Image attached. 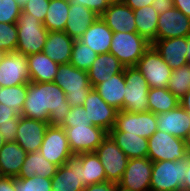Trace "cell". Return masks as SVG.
I'll list each match as a JSON object with an SVG mask.
<instances>
[{"instance_id": "11", "label": "cell", "mask_w": 190, "mask_h": 191, "mask_svg": "<svg viewBox=\"0 0 190 191\" xmlns=\"http://www.w3.org/2000/svg\"><path fill=\"white\" fill-rule=\"evenodd\" d=\"M66 131L68 144L73 155L95 152L108 132L94 125L63 127Z\"/></svg>"}, {"instance_id": "56", "label": "cell", "mask_w": 190, "mask_h": 191, "mask_svg": "<svg viewBox=\"0 0 190 191\" xmlns=\"http://www.w3.org/2000/svg\"><path fill=\"white\" fill-rule=\"evenodd\" d=\"M186 144H187L188 152L190 154V134H189L188 139L186 140Z\"/></svg>"}, {"instance_id": "23", "label": "cell", "mask_w": 190, "mask_h": 191, "mask_svg": "<svg viewBox=\"0 0 190 191\" xmlns=\"http://www.w3.org/2000/svg\"><path fill=\"white\" fill-rule=\"evenodd\" d=\"M125 66L111 53L98 54L92 66L87 70L90 84L95 88L112 75L124 71Z\"/></svg>"}, {"instance_id": "22", "label": "cell", "mask_w": 190, "mask_h": 191, "mask_svg": "<svg viewBox=\"0 0 190 191\" xmlns=\"http://www.w3.org/2000/svg\"><path fill=\"white\" fill-rule=\"evenodd\" d=\"M74 42L75 40L64 31H49L43 53L59 65L68 64Z\"/></svg>"}, {"instance_id": "32", "label": "cell", "mask_w": 190, "mask_h": 191, "mask_svg": "<svg viewBox=\"0 0 190 191\" xmlns=\"http://www.w3.org/2000/svg\"><path fill=\"white\" fill-rule=\"evenodd\" d=\"M76 156L81 160L84 187L107 181L104 167L95 152Z\"/></svg>"}, {"instance_id": "42", "label": "cell", "mask_w": 190, "mask_h": 191, "mask_svg": "<svg viewBox=\"0 0 190 191\" xmlns=\"http://www.w3.org/2000/svg\"><path fill=\"white\" fill-rule=\"evenodd\" d=\"M49 4L50 0H28L22 7V11L32 14L43 23Z\"/></svg>"}, {"instance_id": "55", "label": "cell", "mask_w": 190, "mask_h": 191, "mask_svg": "<svg viewBox=\"0 0 190 191\" xmlns=\"http://www.w3.org/2000/svg\"><path fill=\"white\" fill-rule=\"evenodd\" d=\"M4 144H5L4 138H3V136L0 134V149L4 146Z\"/></svg>"}, {"instance_id": "26", "label": "cell", "mask_w": 190, "mask_h": 191, "mask_svg": "<svg viewBox=\"0 0 190 191\" xmlns=\"http://www.w3.org/2000/svg\"><path fill=\"white\" fill-rule=\"evenodd\" d=\"M27 152L16 142H5L0 149V170L3 176L17 177Z\"/></svg>"}, {"instance_id": "39", "label": "cell", "mask_w": 190, "mask_h": 191, "mask_svg": "<svg viewBox=\"0 0 190 191\" xmlns=\"http://www.w3.org/2000/svg\"><path fill=\"white\" fill-rule=\"evenodd\" d=\"M15 191H52L51 178L41 176L15 178Z\"/></svg>"}, {"instance_id": "54", "label": "cell", "mask_w": 190, "mask_h": 191, "mask_svg": "<svg viewBox=\"0 0 190 191\" xmlns=\"http://www.w3.org/2000/svg\"><path fill=\"white\" fill-rule=\"evenodd\" d=\"M16 1H17V4H18L19 6L23 7L24 4H26L28 0H16Z\"/></svg>"}, {"instance_id": "31", "label": "cell", "mask_w": 190, "mask_h": 191, "mask_svg": "<svg viewBox=\"0 0 190 191\" xmlns=\"http://www.w3.org/2000/svg\"><path fill=\"white\" fill-rule=\"evenodd\" d=\"M137 33L151 44L156 41L159 14L152 5L133 10Z\"/></svg>"}, {"instance_id": "44", "label": "cell", "mask_w": 190, "mask_h": 191, "mask_svg": "<svg viewBox=\"0 0 190 191\" xmlns=\"http://www.w3.org/2000/svg\"><path fill=\"white\" fill-rule=\"evenodd\" d=\"M18 123L19 117L16 118L12 124L0 125V134L3 136L5 142L15 141Z\"/></svg>"}, {"instance_id": "45", "label": "cell", "mask_w": 190, "mask_h": 191, "mask_svg": "<svg viewBox=\"0 0 190 191\" xmlns=\"http://www.w3.org/2000/svg\"><path fill=\"white\" fill-rule=\"evenodd\" d=\"M20 114L9 106L0 103V125L12 124Z\"/></svg>"}, {"instance_id": "3", "label": "cell", "mask_w": 190, "mask_h": 191, "mask_svg": "<svg viewBox=\"0 0 190 191\" xmlns=\"http://www.w3.org/2000/svg\"><path fill=\"white\" fill-rule=\"evenodd\" d=\"M17 48L16 51L28 56L43 52L48 30L35 16L23 11L17 19Z\"/></svg>"}, {"instance_id": "30", "label": "cell", "mask_w": 190, "mask_h": 191, "mask_svg": "<svg viewBox=\"0 0 190 191\" xmlns=\"http://www.w3.org/2000/svg\"><path fill=\"white\" fill-rule=\"evenodd\" d=\"M58 166L46 160L41 152L36 151L27 153L26 159L21 167L20 173L16 178H30L41 176L52 178L57 172Z\"/></svg>"}, {"instance_id": "13", "label": "cell", "mask_w": 190, "mask_h": 191, "mask_svg": "<svg viewBox=\"0 0 190 191\" xmlns=\"http://www.w3.org/2000/svg\"><path fill=\"white\" fill-rule=\"evenodd\" d=\"M156 114L147 111L144 113H130L118 111L114 128L117 131L136 134L149 139L157 131Z\"/></svg>"}, {"instance_id": "43", "label": "cell", "mask_w": 190, "mask_h": 191, "mask_svg": "<svg viewBox=\"0 0 190 191\" xmlns=\"http://www.w3.org/2000/svg\"><path fill=\"white\" fill-rule=\"evenodd\" d=\"M113 1L114 0H69V4L79 5L80 3L100 16Z\"/></svg>"}, {"instance_id": "14", "label": "cell", "mask_w": 190, "mask_h": 191, "mask_svg": "<svg viewBox=\"0 0 190 191\" xmlns=\"http://www.w3.org/2000/svg\"><path fill=\"white\" fill-rule=\"evenodd\" d=\"M152 165L148 157L129 159L117 185L126 191H150Z\"/></svg>"}, {"instance_id": "57", "label": "cell", "mask_w": 190, "mask_h": 191, "mask_svg": "<svg viewBox=\"0 0 190 191\" xmlns=\"http://www.w3.org/2000/svg\"><path fill=\"white\" fill-rule=\"evenodd\" d=\"M116 191H126V190L120 188V187L117 185V186H116Z\"/></svg>"}, {"instance_id": "12", "label": "cell", "mask_w": 190, "mask_h": 191, "mask_svg": "<svg viewBox=\"0 0 190 191\" xmlns=\"http://www.w3.org/2000/svg\"><path fill=\"white\" fill-rule=\"evenodd\" d=\"M30 82L28 57L21 52L4 53L0 60V87H10Z\"/></svg>"}, {"instance_id": "33", "label": "cell", "mask_w": 190, "mask_h": 191, "mask_svg": "<svg viewBox=\"0 0 190 191\" xmlns=\"http://www.w3.org/2000/svg\"><path fill=\"white\" fill-rule=\"evenodd\" d=\"M69 0H50L43 21L48 31H64L68 19Z\"/></svg>"}, {"instance_id": "1", "label": "cell", "mask_w": 190, "mask_h": 191, "mask_svg": "<svg viewBox=\"0 0 190 191\" xmlns=\"http://www.w3.org/2000/svg\"><path fill=\"white\" fill-rule=\"evenodd\" d=\"M70 109L64 90L54 82H29L20 115L61 126Z\"/></svg>"}, {"instance_id": "15", "label": "cell", "mask_w": 190, "mask_h": 191, "mask_svg": "<svg viewBox=\"0 0 190 191\" xmlns=\"http://www.w3.org/2000/svg\"><path fill=\"white\" fill-rule=\"evenodd\" d=\"M89 122L109 132L115 125L118 110L107 104L92 88L83 104Z\"/></svg>"}, {"instance_id": "24", "label": "cell", "mask_w": 190, "mask_h": 191, "mask_svg": "<svg viewBox=\"0 0 190 191\" xmlns=\"http://www.w3.org/2000/svg\"><path fill=\"white\" fill-rule=\"evenodd\" d=\"M97 17V14L80 3L79 5L69 4L64 32L72 39L79 40Z\"/></svg>"}, {"instance_id": "4", "label": "cell", "mask_w": 190, "mask_h": 191, "mask_svg": "<svg viewBox=\"0 0 190 191\" xmlns=\"http://www.w3.org/2000/svg\"><path fill=\"white\" fill-rule=\"evenodd\" d=\"M152 44L137 32H113L109 53L125 67L136 66Z\"/></svg>"}, {"instance_id": "36", "label": "cell", "mask_w": 190, "mask_h": 191, "mask_svg": "<svg viewBox=\"0 0 190 191\" xmlns=\"http://www.w3.org/2000/svg\"><path fill=\"white\" fill-rule=\"evenodd\" d=\"M167 89L179 99L190 89V65L186 64L172 70Z\"/></svg>"}, {"instance_id": "25", "label": "cell", "mask_w": 190, "mask_h": 191, "mask_svg": "<svg viewBox=\"0 0 190 191\" xmlns=\"http://www.w3.org/2000/svg\"><path fill=\"white\" fill-rule=\"evenodd\" d=\"M112 36L113 31L98 16L79 40L97 54H104L109 53Z\"/></svg>"}, {"instance_id": "9", "label": "cell", "mask_w": 190, "mask_h": 191, "mask_svg": "<svg viewBox=\"0 0 190 191\" xmlns=\"http://www.w3.org/2000/svg\"><path fill=\"white\" fill-rule=\"evenodd\" d=\"M136 67L150 88H167L172 69L152 45L144 52Z\"/></svg>"}, {"instance_id": "2", "label": "cell", "mask_w": 190, "mask_h": 191, "mask_svg": "<svg viewBox=\"0 0 190 191\" xmlns=\"http://www.w3.org/2000/svg\"><path fill=\"white\" fill-rule=\"evenodd\" d=\"M53 82L64 90L71 108L83 106L87 95L93 88L87 71L78 69L70 63L58 66Z\"/></svg>"}, {"instance_id": "47", "label": "cell", "mask_w": 190, "mask_h": 191, "mask_svg": "<svg viewBox=\"0 0 190 191\" xmlns=\"http://www.w3.org/2000/svg\"><path fill=\"white\" fill-rule=\"evenodd\" d=\"M152 6L158 14H162L175 7L173 0H152Z\"/></svg>"}, {"instance_id": "50", "label": "cell", "mask_w": 190, "mask_h": 191, "mask_svg": "<svg viewBox=\"0 0 190 191\" xmlns=\"http://www.w3.org/2000/svg\"><path fill=\"white\" fill-rule=\"evenodd\" d=\"M175 8L190 18V0H173Z\"/></svg>"}, {"instance_id": "17", "label": "cell", "mask_w": 190, "mask_h": 191, "mask_svg": "<svg viewBox=\"0 0 190 191\" xmlns=\"http://www.w3.org/2000/svg\"><path fill=\"white\" fill-rule=\"evenodd\" d=\"M48 122L19 116L15 141L27 152L39 151Z\"/></svg>"}, {"instance_id": "21", "label": "cell", "mask_w": 190, "mask_h": 191, "mask_svg": "<svg viewBox=\"0 0 190 191\" xmlns=\"http://www.w3.org/2000/svg\"><path fill=\"white\" fill-rule=\"evenodd\" d=\"M152 46L172 70L178 69L187 63L188 37H174L156 40Z\"/></svg>"}, {"instance_id": "49", "label": "cell", "mask_w": 190, "mask_h": 191, "mask_svg": "<svg viewBox=\"0 0 190 191\" xmlns=\"http://www.w3.org/2000/svg\"><path fill=\"white\" fill-rule=\"evenodd\" d=\"M132 10L152 5V0H122Z\"/></svg>"}, {"instance_id": "38", "label": "cell", "mask_w": 190, "mask_h": 191, "mask_svg": "<svg viewBox=\"0 0 190 191\" xmlns=\"http://www.w3.org/2000/svg\"><path fill=\"white\" fill-rule=\"evenodd\" d=\"M18 40L16 23H0V51L9 53L16 51Z\"/></svg>"}, {"instance_id": "18", "label": "cell", "mask_w": 190, "mask_h": 191, "mask_svg": "<svg viewBox=\"0 0 190 191\" xmlns=\"http://www.w3.org/2000/svg\"><path fill=\"white\" fill-rule=\"evenodd\" d=\"M190 36V18L177 8L158 16L156 40Z\"/></svg>"}, {"instance_id": "20", "label": "cell", "mask_w": 190, "mask_h": 191, "mask_svg": "<svg viewBox=\"0 0 190 191\" xmlns=\"http://www.w3.org/2000/svg\"><path fill=\"white\" fill-rule=\"evenodd\" d=\"M157 130L187 140L190 134V114L179 105L165 113L156 114Z\"/></svg>"}, {"instance_id": "59", "label": "cell", "mask_w": 190, "mask_h": 191, "mask_svg": "<svg viewBox=\"0 0 190 191\" xmlns=\"http://www.w3.org/2000/svg\"><path fill=\"white\" fill-rule=\"evenodd\" d=\"M3 177L2 173H1V170H0V179Z\"/></svg>"}, {"instance_id": "19", "label": "cell", "mask_w": 190, "mask_h": 191, "mask_svg": "<svg viewBox=\"0 0 190 191\" xmlns=\"http://www.w3.org/2000/svg\"><path fill=\"white\" fill-rule=\"evenodd\" d=\"M100 17L113 32H137L134 12L122 0H114Z\"/></svg>"}, {"instance_id": "27", "label": "cell", "mask_w": 190, "mask_h": 191, "mask_svg": "<svg viewBox=\"0 0 190 191\" xmlns=\"http://www.w3.org/2000/svg\"><path fill=\"white\" fill-rule=\"evenodd\" d=\"M125 86L123 71L112 75L108 80L98 84L95 89L107 104L121 111L124 109Z\"/></svg>"}, {"instance_id": "48", "label": "cell", "mask_w": 190, "mask_h": 191, "mask_svg": "<svg viewBox=\"0 0 190 191\" xmlns=\"http://www.w3.org/2000/svg\"><path fill=\"white\" fill-rule=\"evenodd\" d=\"M0 191H15V177L3 176L0 179Z\"/></svg>"}, {"instance_id": "53", "label": "cell", "mask_w": 190, "mask_h": 191, "mask_svg": "<svg viewBox=\"0 0 190 191\" xmlns=\"http://www.w3.org/2000/svg\"><path fill=\"white\" fill-rule=\"evenodd\" d=\"M187 63L190 65V36H188Z\"/></svg>"}, {"instance_id": "8", "label": "cell", "mask_w": 190, "mask_h": 191, "mask_svg": "<svg viewBox=\"0 0 190 191\" xmlns=\"http://www.w3.org/2000/svg\"><path fill=\"white\" fill-rule=\"evenodd\" d=\"M104 167L108 182L118 184L126 169L129 158L108 134L95 150Z\"/></svg>"}, {"instance_id": "16", "label": "cell", "mask_w": 190, "mask_h": 191, "mask_svg": "<svg viewBox=\"0 0 190 191\" xmlns=\"http://www.w3.org/2000/svg\"><path fill=\"white\" fill-rule=\"evenodd\" d=\"M84 188L82 164L76 155L59 166L51 178L52 191H83Z\"/></svg>"}, {"instance_id": "7", "label": "cell", "mask_w": 190, "mask_h": 191, "mask_svg": "<svg viewBox=\"0 0 190 191\" xmlns=\"http://www.w3.org/2000/svg\"><path fill=\"white\" fill-rule=\"evenodd\" d=\"M126 83L124 93V111L130 113H144L148 110L149 85L136 66L124 68Z\"/></svg>"}, {"instance_id": "58", "label": "cell", "mask_w": 190, "mask_h": 191, "mask_svg": "<svg viewBox=\"0 0 190 191\" xmlns=\"http://www.w3.org/2000/svg\"><path fill=\"white\" fill-rule=\"evenodd\" d=\"M3 54L4 53L0 51V60H1L2 56H3Z\"/></svg>"}, {"instance_id": "37", "label": "cell", "mask_w": 190, "mask_h": 191, "mask_svg": "<svg viewBox=\"0 0 190 191\" xmlns=\"http://www.w3.org/2000/svg\"><path fill=\"white\" fill-rule=\"evenodd\" d=\"M97 55L89 46L80 40H75L72 47L70 64L78 69L87 71L96 60Z\"/></svg>"}, {"instance_id": "29", "label": "cell", "mask_w": 190, "mask_h": 191, "mask_svg": "<svg viewBox=\"0 0 190 191\" xmlns=\"http://www.w3.org/2000/svg\"><path fill=\"white\" fill-rule=\"evenodd\" d=\"M30 82H53L58 66L43 52L28 55Z\"/></svg>"}, {"instance_id": "34", "label": "cell", "mask_w": 190, "mask_h": 191, "mask_svg": "<svg viewBox=\"0 0 190 191\" xmlns=\"http://www.w3.org/2000/svg\"><path fill=\"white\" fill-rule=\"evenodd\" d=\"M147 98L148 110L154 114L165 113L180 105V99L167 88H150Z\"/></svg>"}, {"instance_id": "28", "label": "cell", "mask_w": 190, "mask_h": 191, "mask_svg": "<svg viewBox=\"0 0 190 191\" xmlns=\"http://www.w3.org/2000/svg\"><path fill=\"white\" fill-rule=\"evenodd\" d=\"M115 143L127 155L129 159L145 158L148 156V139L117 131L114 127L108 132Z\"/></svg>"}, {"instance_id": "46", "label": "cell", "mask_w": 190, "mask_h": 191, "mask_svg": "<svg viewBox=\"0 0 190 191\" xmlns=\"http://www.w3.org/2000/svg\"><path fill=\"white\" fill-rule=\"evenodd\" d=\"M117 184L112 182H102L86 186L83 191H116Z\"/></svg>"}, {"instance_id": "52", "label": "cell", "mask_w": 190, "mask_h": 191, "mask_svg": "<svg viewBox=\"0 0 190 191\" xmlns=\"http://www.w3.org/2000/svg\"><path fill=\"white\" fill-rule=\"evenodd\" d=\"M180 105L190 114V89L180 98Z\"/></svg>"}, {"instance_id": "35", "label": "cell", "mask_w": 190, "mask_h": 191, "mask_svg": "<svg viewBox=\"0 0 190 191\" xmlns=\"http://www.w3.org/2000/svg\"><path fill=\"white\" fill-rule=\"evenodd\" d=\"M27 94V84L0 87V103H3L21 114Z\"/></svg>"}, {"instance_id": "10", "label": "cell", "mask_w": 190, "mask_h": 191, "mask_svg": "<svg viewBox=\"0 0 190 191\" xmlns=\"http://www.w3.org/2000/svg\"><path fill=\"white\" fill-rule=\"evenodd\" d=\"M39 152L46 160L58 167L74 156L70 150L65 129L54 125L47 127Z\"/></svg>"}, {"instance_id": "40", "label": "cell", "mask_w": 190, "mask_h": 191, "mask_svg": "<svg viewBox=\"0 0 190 191\" xmlns=\"http://www.w3.org/2000/svg\"><path fill=\"white\" fill-rule=\"evenodd\" d=\"M21 11L16 0H0V23H16Z\"/></svg>"}, {"instance_id": "51", "label": "cell", "mask_w": 190, "mask_h": 191, "mask_svg": "<svg viewBox=\"0 0 190 191\" xmlns=\"http://www.w3.org/2000/svg\"><path fill=\"white\" fill-rule=\"evenodd\" d=\"M182 191H190V154L187 158V171L185 172V179L182 184Z\"/></svg>"}, {"instance_id": "6", "label": "cell", "mask_w": 190, "mask_h": 191, "mask_svg": "<svg viewBox=\"0 0 190 191\" xmlns=\"http://www.w3.org/2000/svg\"><path fill=\"white\" fill-rule=\"evenodd\" d=\"M186 140L157 130L148 139V158L152 162L177 161L188 158Z\"/></svg>"}, {"instance_id": "5", "label": "cell", "mask_w": 190, "mask_h": 191, "mask_svg": "<svg viewBox=\"0 0 190 191\" xmlns=\"http://www.w3.org/2000/svg\"><path fill=\"white\" fill-rule=\"evenodd\" d=\"M187 171V158L153 162L150 191H182Z\"/></svg>"}, {"instance_id": "41", "label": "cell", "mask_w": 190, "mask_h": 191, "mask_svg": "<svg viewBox=\"0 0 190 191\" xmlns=\"http://www.w3.org/2000/svg\"><path fill=\"white\" fill-rule=\"evenodd\" d=\"M81 125H92L89 120L88 116L86 115V110L83 106H77L71 108L67 115L64 123L61 127H76Z\"/></svg>"}]
</instances>
